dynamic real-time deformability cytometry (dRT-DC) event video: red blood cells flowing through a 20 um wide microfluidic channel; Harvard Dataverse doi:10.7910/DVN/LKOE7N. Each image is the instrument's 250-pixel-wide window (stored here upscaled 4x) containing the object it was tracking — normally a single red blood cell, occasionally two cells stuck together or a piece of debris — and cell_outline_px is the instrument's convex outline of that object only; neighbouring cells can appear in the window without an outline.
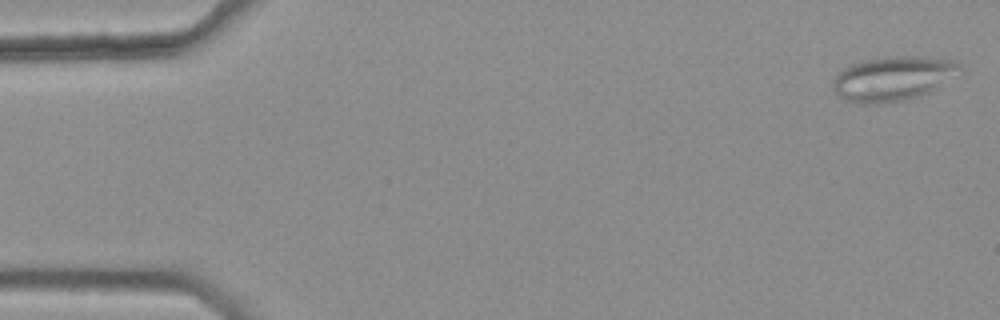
{"species": "common noctule bat (a hibernating species)", "species_latin": "Nyctalus noctula", "temperature_condition": "warm", "stored_images_in_passage": 15, "camera_frame_rate_fps": 3000, "um_per_image_px": 0.085, "animal": {"sex": "female", "body_mass_g": 25.1}, "frame": {"image": 1, "passage_image": 1, "time_ms": 0.0, "image_size_px": [1000, 320], "cell_outline_px": [[964, 72], [936, 88], [920, 96], [904, 100], [872, 104], [864, 104], [844, 100], [832, 88], [832, 80], [840, 68], [864, 60], [884, 56], [924, 56], [956, 60], [960, 64]], "centroid_in_image_um": [75.93, 6.65], "position_along_channel_um": 9.1, "area_um2": 33.52}}